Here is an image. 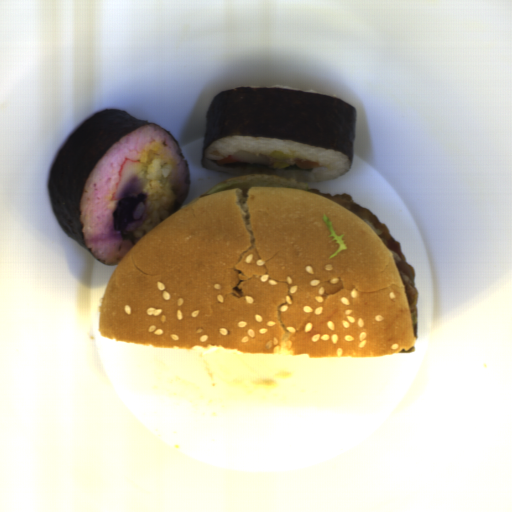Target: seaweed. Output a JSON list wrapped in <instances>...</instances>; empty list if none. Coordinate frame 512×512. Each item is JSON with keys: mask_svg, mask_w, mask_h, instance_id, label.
Returning a JSON list of instances; mask_svg holds the SVG:
<instances>
[{"mask_svg": "<svg viewBox=\"0 0 512 512\" xmlns=\"http://www.w3.org/2000/svg\"><path fill=\"white\" fill-rule=\"evenodd\" d=\"M356 108L340 98L278 87H235L217 93L205 117L203 168L210 144L230 136L276 137L328 148L353 162Z\"/></svg>", "mask_w": 512, "mask_h": 512, "instance_id": "obj_1", "label": "seaweed"}, {"mask_svg": "<svg viewBox=\"0 0 512 512\" xmlns=\"http://www.w3.org/2000/svg\"><path fill=\"white\" fill-rule=\"evenodd\" d=\"M149 124L158 126L170 135L185 166L186 190L175 213L189 195L191 173L177 139L163 126L141 121L118 108L105 109L82 122L68 137L52 162L47 186L52 211L67 236L83 246L99 262L101 261L92 254L84 241L80 222L83 188L93 167L114 144L130 132Z\"/></svg>", "mask_w": 512, "mask_h": 512, "instance_id": "obj_2", "label": "seaweed"}]
</instances>
